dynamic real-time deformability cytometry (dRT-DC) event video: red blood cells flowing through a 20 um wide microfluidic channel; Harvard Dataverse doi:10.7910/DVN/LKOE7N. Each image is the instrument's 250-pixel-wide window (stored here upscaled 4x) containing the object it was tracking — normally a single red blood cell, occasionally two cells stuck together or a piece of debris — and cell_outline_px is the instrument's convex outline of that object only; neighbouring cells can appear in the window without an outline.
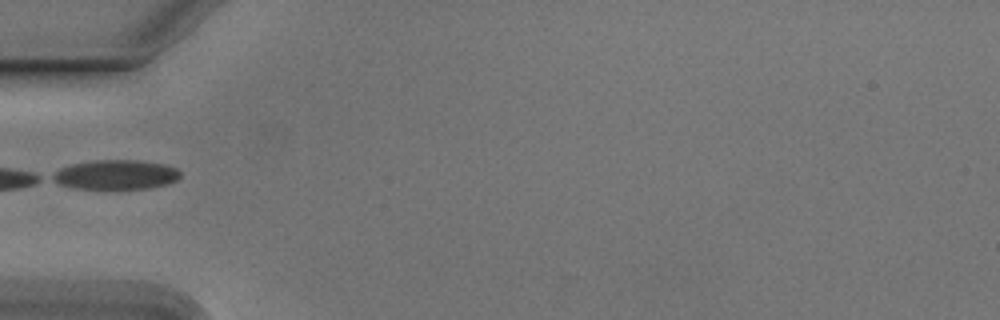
{"species": "Egyptian fruit bat (a non-hibernating species)", "species_latin": "Rousettus aegyptiacus", "temperature_condition": "cold", "stored_images_in_passage": 8, "camera_frame_rate_fps": 3000, "um_per_image_px": 0.085, "animal": {"sex": "male"}, "frame": {"image": 1, "passage_image": 1, "time_ms": 0.0, "image_size_px": [1000, 320], "cell_outline_px": [[180, 176], [176, 180], [168, 184], [148, 188], [120, 192], [112, 192], [72, 188], [60, 184], [52, 180], [48, 176], [60, 168], [72, 164], [92, 160], [144, 160], [164, 164], [176, 168], [180, 172]], "centroid_in_image_um": [9.8, 14.9], "position_along_channel_um": 75.2, "area_um2": 23.24}}